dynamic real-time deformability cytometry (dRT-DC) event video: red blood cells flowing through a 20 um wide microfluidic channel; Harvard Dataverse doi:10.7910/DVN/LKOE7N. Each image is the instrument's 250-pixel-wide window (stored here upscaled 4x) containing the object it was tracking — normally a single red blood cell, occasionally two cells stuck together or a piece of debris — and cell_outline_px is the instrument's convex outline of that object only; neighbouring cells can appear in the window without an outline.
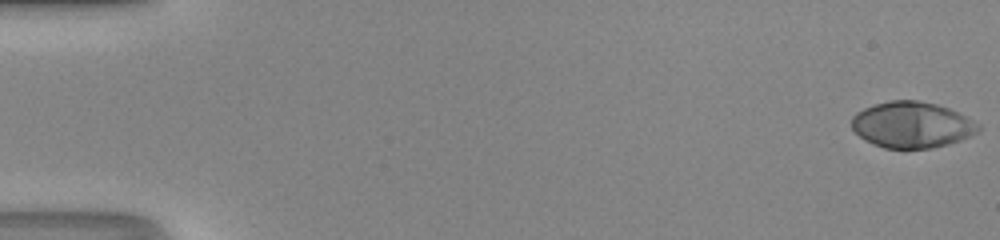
{"species": "human", "species_latin": "Homo sapiens", "temperature_condition": "room temperature", "stored_images_in_passage": 50, "camera_frame_rate_fps": 3000, "um_per_image_px": 0.085, "donor": {"sex": "male"}, "frame": {"image": 1, "passage_image": 1, "time_ms": 0.0, "image_size_px": [1000, 240], "cell_outline_px": [[980, 132], [960, 140], [948, 144], [932, 148], [884, 148], [860, 136], [852, 128], [852, 116], [856, 112], [864, 108], [876, 104], [892, 100], [916, 100], [936, 104], [948, 108], [980, 124]], "centroid_in_image_um": [77.53, 10.6], "position_along_channel_um": 7.5, "area_um2": 33.7}}
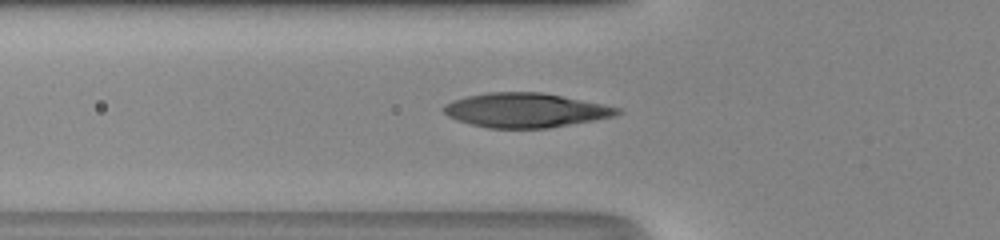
{"frame": {"image": 2, "passage_image": 19, "time_ms": 6.0, "image_size_px": [1000, 240], "cell_outline_px": [[624, 112], [616, 116], [548, 128], [488, 128], [456, 120], [448, 116], [440, 108], [444, 104], [452, 100], [468, 96], [488, 92], [544, 92], [604, 104], [620, 108]], "centroid_in_image_um": [44.68, 9.36], "position_along_channel_um": 81.1, "area_um2": 34.97}}
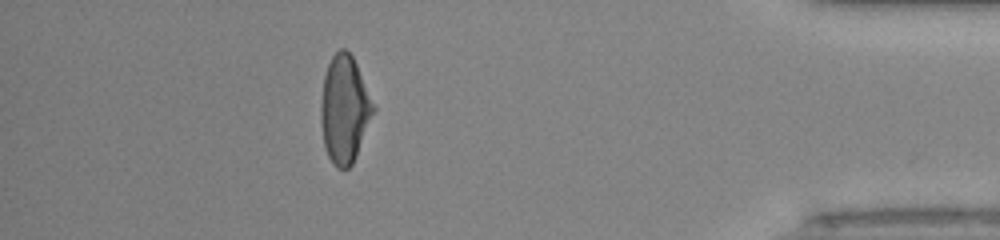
{"frame": {"image": 3, "passage_image": 45, "time_ms": 14.667, "image_size_px": [1000, 240], "cell_outline_px": [[376, 112], [356, 156], [352, 164], [348, 168], [336, 168], [332, 164], [324, 148], [320, 120], [320, 104], [324, 76], [328, 64], [332, 56], [340, 48], [344, 48], [352, 56], [356, 64], [376, 108]], "centroid_in_image_um": [29.28, 9.33], "position_along_channel_um": 405.9, "area_um2": 33.12}, "authors_computed_cell_mechanics": {"area_um2": 34.102, "velocity_mm_per_s": 4.2673, "shape_relaxation_time_tau1_ms": 4.1605, "shape_relaxation_time_tau2_ms": null, "deformation_change_tau1": 0.258, "deformation_change_tau2": null}}